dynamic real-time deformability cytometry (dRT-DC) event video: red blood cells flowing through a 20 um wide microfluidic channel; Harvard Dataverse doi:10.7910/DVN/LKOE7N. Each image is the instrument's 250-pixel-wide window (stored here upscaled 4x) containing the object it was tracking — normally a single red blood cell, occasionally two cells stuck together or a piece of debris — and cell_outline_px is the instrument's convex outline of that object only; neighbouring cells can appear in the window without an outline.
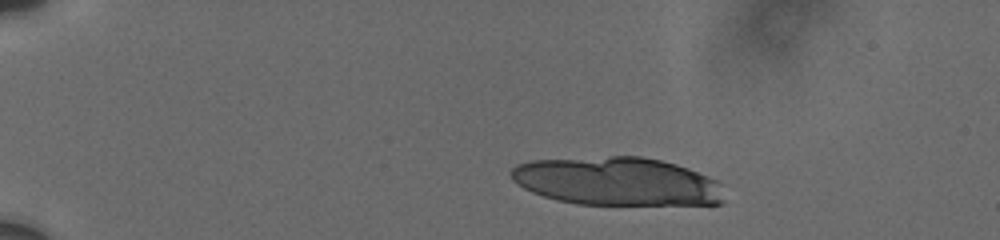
{"species": "human", "species_latin": "Homo sapiens", "temperature_condition": "cold", "stored_images_in_passage": 12, "camera_frame_rate_fps": 3000, "um_per_image_px": 0.085, "donor": {"sex": "male"}, "frame": {"image": 1, "passage_image": 1, "time_ms": 0.0, "image_size_px": [1000, 240], "cell_outline_px": [[724, 200], [720, 204], [576, 204], [556, 200], [532, 192], [516, 184], [512, 180], [512, 168], [516, 164], [532, 160], [608, 156], [640, 156], [660, 160], [676, 164], [688, 168], [708, 176], [716, 180], [720, 184]], "centroid_in_image_um": [52.43, 15.41], "position_along_channel_um": 32.6, "area_um2": 60.0}}